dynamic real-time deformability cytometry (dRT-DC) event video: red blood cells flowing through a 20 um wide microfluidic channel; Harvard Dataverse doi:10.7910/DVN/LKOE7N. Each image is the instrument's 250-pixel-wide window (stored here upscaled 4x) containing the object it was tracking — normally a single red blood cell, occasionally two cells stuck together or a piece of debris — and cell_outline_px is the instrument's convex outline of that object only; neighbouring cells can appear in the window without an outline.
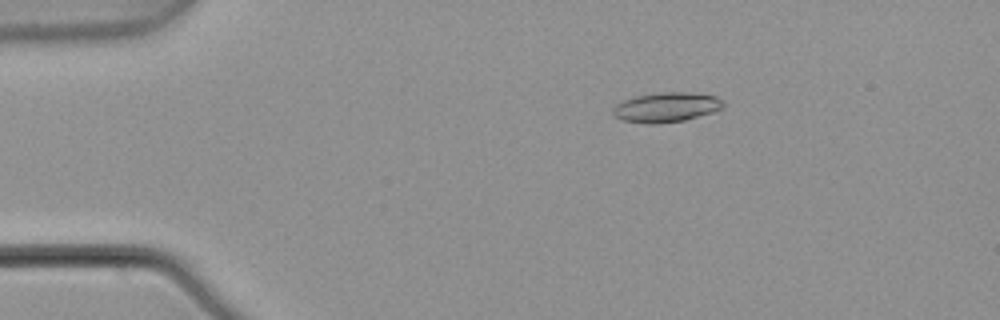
{"species": "common noctule bat (a hibernating species)", "species_latin": "Nyctalus noctula", "temperature_condition": "warm", "stored_images_in_passage": 3, "camera_frame_rate_fps": 3000, "um_per_image_px": 0.085, "animal": {"sex": "male", "body_mass_g": 21.5, "forearm_length_mm": 52.0}, "frame": {"image": 1, "passage_image": 1, "time_ms": 0.0, "image_size_px": [1000, 320], "cell_outline_px": [[724, 108], [712, 112], [684, 120], [652, 124], [648, 124], [624, 120], [616, 116], [612, 112], [612, 108], [616, 104], [624, 100], [636, 96], [660, 92], [688, 92], [716, 96], [724, 100]], "centroid_in_image_um": [56.66, 9.1], "position_along_channel_um": 28.3, "area_um2": 19.02}}
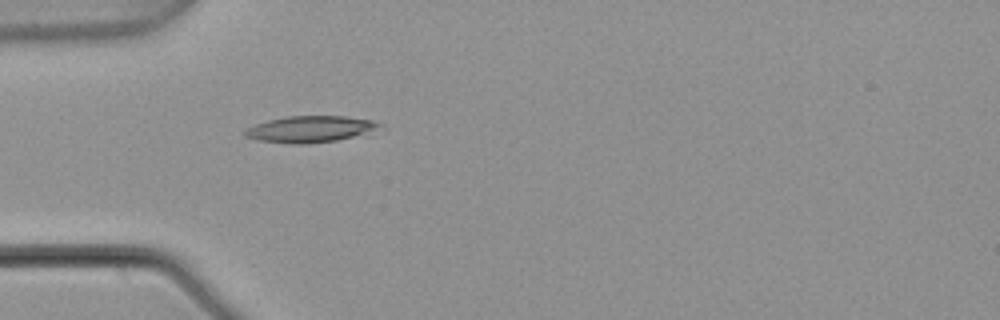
{"frame": {"image": 2, "passage_image": 3, "time_ms": 0.667, "image_size_px": [1000, 320], "cell_outline_px": [[384, 124], [352, 136], [336, 140], [304, 144], [292, 144], [260, 140], [244, 136], [240, 132], [256, 124], [268, 120], [284, 116], [344, 116], [372, 120]], "centroid_in_image_um": [26.24, 10.96], "position_along_channel_um": 58.8, "area_um2": 20.23}}